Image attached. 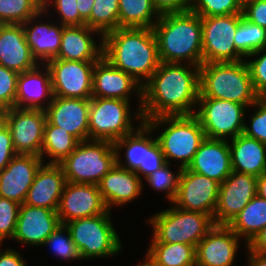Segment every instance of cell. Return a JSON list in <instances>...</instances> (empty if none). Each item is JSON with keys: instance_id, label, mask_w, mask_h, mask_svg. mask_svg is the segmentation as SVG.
<instances>
[{"instance_id": "d6a6232c", "label": "cell", "mask_w": 266, "mask_h": 266, "mask_svg": "<svg viewBox=\"0 0 266 266\" xmlns=\"http://www.w3.org/2000/svg\"><path fill=\"white\" fill-rule=\"evenodd\" d=\"M159 18L152 0H119V28H153Z\"/></svg>"}, {"instance_id": "836d02e7", "label": "cell", "mask_w": 266, "mask_h": 266, "mask_svg": "<svg viewBox=\"0 0 266 266\" xmlns=\"http://www.w3.org/2000/svg\"><path fill=\"white\" fill-rule=\"evenodd\" d=\"M147 253L163 266H196L195 247L181 243H150Z\"/></svg>"}, {"instance_id": "cb8c5ba5", "label": "cell", "mask_w": 266, "mask_h": 266, "mask_svg": "<svg viewBox=\"0 0 266 266\" xmlns=\"http://www.w3.org/2000/svg\"><path fill=\"white\" fill-rule=\"evenodd\" d=\"M44 163L38 168L24 204L57 210L66 183L60 164Z\"/></svg>"}, {"instance_id": "f1b7e54d", "label": "cell", "mask_w": 266, "mask_h": 266, "mask_svg": "<svg viewBox=\"0 0 266 266\" xmlns=\"http://www.w3.org/2000/svg\"><path fill=\"white\" fill-rule=\"evenodd\" d=\"M93 33L97 31L87 25L64 26L60 50L54 59L98 61L103 56V40L96 44Z\"/></svg>"}, {"instance_id": "f5cc1de1", "label": "cell", "mask_w": 266, "mask_h": 266, "mask_svg": "<svg viewBox=\"0 0 266 266\" xmlns=\"http://www.w3.org/2000/svg\"><path fill=\"white\" fill-rule=\"evenodd\" d=\"M248 250V264L249 266H266V253H259Z\"/></svg>"}, {"instance_id": "52a82bcc", "label": "cell", "mask_w": 266, "mask_h": 266, "mask_svg": "<svg viewBox=\"0 0 266 266\" xmlns=\"http://www.w3.org/2000/svg\"><path fill=\"white\" fill-rule=\"evenodd\" d=\"M59 164L66 181L97 185L116 164L115 147L105 140L81 141Z\"/></svg>"}, {"instance_id": "f907efd6", "label": "cell", "mask_w": 266, "mask_h": 266, "mask_svg": "<svg viewBox=\"0 0 266 266\" xmlns=\"http://www.w3.org/2000/svg\"><path fill=\"white\" fill-rule=\"evenodd\" d=\"M250 251L266 253V227H264L247 245Z\"/></svg>"}, {"instance_id": "74e56055", "label": "cell", "mask_w": 266, "mask_h": 266, "mask_svg": "<svg viewBox=\"0 0 266 266\" xmlns=\"http://www.w3.org/2000/svg\"><path fill=\"white\" fill-rule=\"evenodd\" d=\"M242 0H192L189 10L201 17L242 14Z\"/></svg>"}, {"instance_id": "7402d4cb", "label": "cell", "mask_w": 266, "mask_h": 266, "mask_svg": "<svg viewBox=\"0 0 266 266\" xmlns=\"http://www.w3.org/2000/svg\"><path fill=\"white\" fill-rule=\"evenodd\" d=\"M239 240L227 225H215L195 248L196 266H233Z\"/></svg>"}, {"instance_id": "ee69618b", "label": "cell", "mask_w": 266, "mask_h": 266, "mask_svg": "<svg viewBox=\"0 0 266 266\" xmlns=\"http://www.w3.org/2000/svg\"><path fill=\"white\" fill-rule=\"evenodd\" d=\"M18 75L16 71L0 65V109L2 111L15 106Z\"/></svg>"}, {"instance_id": "6da1fadb", "label": "cell", "mask_w": 266, "mask_h": 266, "mask_svg": "<svg viewBox=\"0 0 266 266\" xmlns=\"http://www.w3.org/2000/svg\"><path fill=\"white\" fill-rule=\"evenodd\" d=\"M183 64L160 62L142 86L144 122L165 115L195 114L194 106L200 95V67Z\"/></svg>"}, {"instance_id": "ffe728a7", "label": "cell", "mask_w": 266, "mask_h": 266, "mask_svg": "<svg viewBox=\"0 0 266 266\" xmlns=\"http://www.w3.org/2000/svg\"><path fill=\"white\" fill-rule=\"evenodd\" d=\"M42 163L40 156L16 154L0 171V197L23 204Z\"/></svg>"}, {"instance_id": "8fae6325", "label": "cell", "mask_w": 266, "mask_h": 266, "mask_svg": "<svg viewBox=\"0 0 266 266\" xmlns=\"http://www.w3.org/2000/svg\"><path fill=\"white\" fill-rule=\"evenodd\" d=\"M195 115L209 139L235 138L243 133L247 106L237 102L203 97L198 98ZM226 137V138H225Z\"/></svg>"}, {"instance_id": "44dd1931", "label": "cell", "mask_w": 266, "mask_h": 266, "mask_svg": "<svg viewBox=\"0 0 266 266\" xmlns=\"http://www.w3.org/2000/svg\"><path fill=\"white\" fill-rule=\"evenodd\" d=\"M61 225L57 210L20 204L13 240L40 246Z\"/></svg>"}, {"instance_id": "ab89813d", "label": "cell", "mask_w": 266, "mask_h": 266, "mask_svg": "<svg viewBox=\"0 0 266 266\" xmlns=\"http://www.w3.org/2000/svg\"><path fill=\"white\" fill-rule=\"evenodd\" d=\"M171 163H165L161 168L151 173L145 179L152 189L157 191L166 192V199L172 204L178 190L179 177L182 168L179 166L178 173L171 171L169 165Z\"/></svg>"}, {"instance_id": "484cf974", "label": "cell", "mask_w": 266, "mask_h": 266, "mask_svg": "<svg viewBox=\"0 0 266 266\" xmlns=\"http://www.w3.org/2000/svg\"><path fill=\"white\" fill-rule=\"evenodd\" d=\"M45 11L43 8L39 13L22 24L31 54L37 63L39 62L43 66L58 55L64 27V25L60 24L57 26V24L49 23V21L39 22L37 18H42V15L46 13ZM35 22L37 23L35 24Z\"/></svg>"}, {"instance_id": "9c48e42d", "label": "cell", "mask_w": 266, "mask_h": 266, "mask_svg": "<svg viewBox=\"0 0 266 266\" xmlns=\"http://www.w3.org/2000/svg\"><path fill=\"white\" fill-rule=\"evenodd\" d=\"M152 132L150 126L143 121L136 130L113 143L116 164L136 172L140 179H142L141 175L146 178L167 163L157 139L151 135ZM122 149H126L124 156L126 164L120 161Z\"/></svg>"}, {"instance_id": "5bb4252c", "label": "cell", "mask_w": 266, "mask_h": 266, "mask_svg": "<svg viewBox=\"0 0 266 266\" xmlns=\"http://www.w3.org/2000/svg\"><path fill=\"white\" fill-rule=\"evenodd\" d=\"M1 119L10 129L17 154L40 156L46 123L45 110L12 107L3 111Z\"/></svg>"}, {"instance_id": "f35d334b", "label": "cell", "mask_w": 266, "mask_h": 266, "mask_svg": "<svg viewBox=\"0 0 266 266\" xmlns=\"http://www.w3.org/2000/svg\"><path fill=\"white\" fill-rule=\"evenodd\" d=\"M50 246L52 252L63 260H80V254L71 238L69 229L61 224L42 244Z\"/></svg>"}, {"instance_id": "bcb514c9", "label": "cell", "mask_w": 266, "mask_h": 266, "mask_svg": "<svg viewBox=\"0 0 266 266\" xmlns=\"http://www.w3.org/2000/svg\"><path fill=\"white\" fill-rule=\"evenodd\" d=\"M242 16L247 21L266 29V0H245Z\"/></svg>"}, {"instance_id": "8992f818", "label": "cell", "mask_w": 266, "mask_h": 266, "mask_svg": "<svg viewBox=\"0 0 266 266\" xmlns=\"http://www.w3.org/2000/svg\"><path fill=\"white\" fill-rule=\"evenodd\" d=\"M153 227L151 243L197 244L215 226L211 216L172 206L157 212L147 222Z\"/></svg>"}, {"instance_id": "d6986e66", "label": "cell", "mask_w": 266, "mask_h": 266, "mask_svg": "<svg viewBox=\"0 0 266 266\" xmlns=\"http://www.w3.org/2000/svg\"><path fill=\"white\" fill-rule=\"evenodd\" d=\"M89 108L90 99L53 96L51 104L45 109L46 120L63 128L80 142L86 141L89 140Z\"/></svg>"}, {"instance_id": "4fadbf2b", "label": "cell", "mask_w": 266, "mask_h": 266, "mask_svg": "<svg viewBox=\"0 0 266 266\" xmlns=\"http://www.w3.org/2000/svg\"><path fill=\"white\" fill-rule=\"evenodd\" d=\"M96 61L53 59L46 63L53 96L64 98H92L93 70Z\"/></svg>"}, {"instance_id": "f6af8a7d", "label": "cell", "mask_w": 266, "mask_h": 266, "mask_svg": "<svg viewBox=\"0 0 266 266\" xmlns=\"http://www.w3.org/2000/svg\"><path fill=\"white\" fill-rule=\"evenodd\" d=\"M259 54L261 55L260 57L251 61L246 60V63L250 71L252 85L255 93L258 96H266V47L259 49L246 58H251V56H258Z\"/></svg>"}, {"instance_id": "7dc6e473", "label": "cell", "mask_w": 266, "mask_h": 266, "mask_svg": "<svg viewBox=\"0 0 266 266\" xmlns=\"http://www.w3.org/2000/svg\"><path fill=\"white\" fill-rule=\"evenodd\" d=\"M10 129L0 119V171H2L16 155Z\"/></svg>"}, {"instance_id": "816d5d0a", "label": "cell", "mask_w": 266, "mask_h": 266, "mask_svg": "<svg viewBox=\"0 0 266 266\" xmlns=\"http://www.w3.org/2000/svg\"><path fill=\"white\" fill-rule=\"evenodd\" d=\"M80 16L86 21L91 14L95 0H76Z\"/></svg>"}, {"instance_id": "ba28073f", "label": "cell", "mask_w": 266, "mask_h": 266, "mask_svg": "<svg viewBox=\"0 0 266 266\" xmlns=\"http://www.w3.org/2000/svg\"><path fill=\"white\" fill-rule=\"evenodd\" d=\"M111 211L65 223L82 259L109 257L121 252L122 241L112 221Z\"/></svg>"}, {"instance_id": "603a6c76", "label": "cell", "mask_w": 266, "mask_h": 266, "mask_svg": "<svg viewBox=\"0 0 266 266\" xmlns=\"http://www.w3.org/2000/svg\"><path fill=\"white\" fill-rule=\"evenodd\" d=\"M187 169L221 184L232 172L229 141L205 138Z\"/></svg>"}, {"instance_id": "e0dca14e", "label": "cell", "mask_w": 266, "mask_h": 266, "mask_svg": "<svg viewBox=\"0 0 266 266\" xmlns=\"http://www.w3.org/2000/svg\"><path fill=\"white\" fill-rule=\"evenodd\" d=\"M257 195V177L232 171L220 184L215 225H228Z\"/></svg>"}, {"instance_id": "1f68e13d", "label": "cell", "mask_w": 266, "mask_h": 266, "mask_svg": "<svg viewBox=\"0 0 266 266\" xmlns=\"http://www.w3.org/2000/svg\"><path fill=\"white\" fill-rule=\"evenodd\" d=\"M79 142L75 136L46 120L40 157L44 161L45 154L52 159L47 163L59 164L74 151Z\"/></svg>"}, {"instance_id": "4316f807", "label": "cell", "mask_w": 266, "mask_h": 266, "mask_svg": "<svg viewBox=\"0 0 266 266\" xmlns=\"http://www.w3.org/2000/svg\"><path fill=\"white\" fill-rule=\"evenodd\" d=\"M143 181L136 172L115 164L97 184L107 210L123 206L135 200L142 193Z\"/></svg>"}, {"instance_id": "5b68a950", "label": "cell", "mask_w": 266, "mask_h": 266, "mask_svg": "<svg viewBox=\"0 0 266 266\" xmlns=\"http://www.w3.org/2000/svg\"><path fill=\"white\" fill-rule=\"evenodd\" d=\"M154 131L162 125L166 128L156 137L167 163L169 159L180 161L181 168L192 162L206 135L195 114L165 115L145 121Z\"/></svg>"}, {"instance_id": "7bdbcfd3", "label": "cell", "mask_w": 266, "mask_h": 266, "mask_svg": "<svg viewBox=\"0 0 266 266\" xmlns=\"http://www.w3.org/2000/svg\"><path fill=\"white\" fill-rule=\"evenodd\" d=\"M55 7V11L60 15L61 25L83 26L86 21L80 16L76 0H43V8L48 11V7Z\"/></svg>"}, {"instance_id": "7a4b0ae2", "label": "cell", "mask_w": 266, "mask_h": 266, "mask_svg": "<svg viewBox=\"0 0 266 266\" xmlns=\"http://www.w3.org/2000/svg\"><path fill=\"white\" fill-rule=\"evenodd\" d=\"M102 38L103 57L142 86L157 70L160 59L153 28H117Z\"/></svg>"}, {"instance_id": "2e32d148", "label": "cell", "mask_w": 266, "mask_h": 266, "mask_svg": "<svg viewBox=\"0 0 266 266\" xmlns=\"http://www.w3.org/2000/svg\"><path fill=\"white\" fill-rule=\"evenodd\" d=\"M134 91L140 100L136 108L135 120L143 122L142 85L131 75L117 69L103 56L95 62L93 70L92 97L112 98L129 101L130 94Z\"/></svg>"}, {"instance_id": "4dcf8cb0", "label": "cell", "mask_w": 266, "mask_h": 266, "mask_svg": "<svg viewBox=\"0 0 266 266\" xmlns=\"http://www.w3.org/2000/svg\"><path fill=\"white\" fill-rule=\"evenodd\" d=\"M227 226L247 245L266 227V199L256 195Z\"/></svg>"}, {"instance_id": "ac0fdd59", "label": "cell", "mask_w": 266, "mask_h": 266, "mask_svg": "<svg viewBox=\"0 0 266 266\" xmlns=\"http://www.w3.org/2000/svg\"><path fill=\"white\" fill-rule=\"evenodd\" d=\"M107 211L98 186L66 181L57 214L61 224Z\"/></svg>"}, {"instance_id": "d590c367", "label": "cell", "mask_w": 266, "mask_h": 266, "mask_svg": "<svg viewBox=\"0 0 266 266\" xmlns=\"http://www.w3.org/2000/svg\"><path fill=\"white\" fill-rule=\"evenodd\" d=\"M236 49L245 57L266 47V29L247 21L240 14V22L234 35Z\"/></svg>"}, {"instance_id": "9f6ffc18", "label": "cell", "mask_w": 266, "mask_h": 266, "mask_svg": "<svg viewBox=\"0 0 266 266\" xmlns=\"http://www.w3.org/2000/svg\"><path fill=\"white\" fill-rule=\"evenodd\" d=\"M2 113H3V111L0 109V119H1Z\"/></svg>"}, {"instance_id": "11a10c76", "label": "cell", "mask_w": 266, "mask_h": 266, "mask_svg": "<svg viewBox=\"0 0 266 266\" xmlns=\"http://www.w3.org/2000/svg\"><path fill=\"white\" fill-rule=\"evenodd\" d=\"M146 259L143 263L138 264L137 266H163L158 263L154 258H152L148 253H146Z\"/></svg>"}, {"instance_id": "b9f144b4", "label": "cell", "mask_w": 266, "mask_h": 266, "mask_svg": "<svg viewBox=\"0 0 266 266\" xmlns=\"http://www.w3.org/2000/svg\"><path fill=\"white\" fill-rule=\"evenodd\" d=\"M20 204L0 197V244L5 239L13 240L18 220Z\"/></svg>"}, {"instance_id": "60d3db41", "label": "cell", "mask_w": 266, "mask_h": 266, "mask_svg": "<svg viewBox=\"0 0 266 266\" xmlns=\"http://www.w3.org/2000/svg\"><path fill=\"white\" fill-rule=\"evenodd\" d=\"M255 113L250 118L251 124H244L243 134L266 144V96H258L255 103Z\"/></svg>"}, {"instance_id": "30bf717a", "label": "cell", "mask_w": 266, "mask_h": 266, "mask_svg": "<svg viewBox=\"0 0 266 266\" xmlns=\"http://www.w3.org/2000/svg\"><path fill=\"white\" fill-rule=\"evenodd\" d=\"M130 102L92 97L89 108V140L115 142L134 131Z\"/></svg>"}, {"instance_id": "8d00e7d4", "label": "cell", "mask_w": 266, "mask_h": 266, "mask_svg": "<svg viewBox=\"0 0 266 266\" xmlns=\"http://www.w3.org/2000/svg\"><path fill=\"white\" fill-rule=\"evenodd\" d=\"M43 9V0H0V24H23Z\"/></svg>"}, {"instance_id": "d4e9b609", "label": "cell", "mask_w": 266, "mask_h": 266, "mask_svg": "<svg viewBox=\"0 0 266 266\" xmlns=\"http://www.w3.org/2000/svg\"><path fill=\"white\" fill-rule=\"evenodd\" d=\"M41 66L42 64H38L32 70L19 73L14 107L45 110L51 104V74L46 64L44 67ZM43 100H46V105Z\"/></svg>"}, {"instance_id": "7c38bea8", "label": "cell", "mask_w": 266, "mask_h": 266, "mask_svg": "<svg viewBox=\"0 0 266 266\" xmlns=\"http://www.w3.org/2000/svg\"><path fill=\"white\" fill-rule=\"evenodd\" d=\"M201 22L203 63L245 60L234 43L240 14L201 17Z\"/></svg>"}, {"instance_id": "c3c4849f", "label": "cell", "mask_w": 266, "mask_h": 266, "mask_svg": "<svg viewBox=\"0 0 266 266\" xmlns=\"http://www.w3.org/2000/svg\"><path fill=\"white\" fill-rule=\"evenodd\" d=\"M154 8L158 13H176L189 10L190 2L188 0H152Z\"/></svg>"}, {"instance_id": "3957f363", "label": "cell", "mask_w": 266, "mask_h": 266, "mask_svg": "<svg viewBox=\"0 0 266 266\" xmlns=\"http://www.w3.org/2000/svg\"><path fill=\"white\" fill-rule=\"evenodd\" d=\"M153 30L160 62L203 64L201 16L190 10L161 14Z\"/></svg>"}, {"instance_id": "277c9868", "label": "cell", "mask_w": 266, "mask_h": 266, "mask_svg": "<svg viewBox=\"0 0 266 266\" xmlns=\"http://www.w3.org/2000/svg\"><path fill=\"white\" fill-rule=\"evenodd\" d=\"M200 94L203 97L237 102L248 108L258 97L253 89L246 60L203 63L200 66Z\"/></svg>"}, {"instance_id": "f546056e", "label": "cell", "mask_w": 266, "mask_h": 266, "mask_svg": "<svg viewBox=\"0 0 266 266\" xmlns=\"http://www.w3.org/2000/svg\"><path fill=\"white\" fill-rule=\"evenodd\" d=\"M230 140L232 171L256 177L266 173V144L243 133Z\"/></svg>"}, {"instance_id": "db71d44e", "label": "cell", "mask_w": 266, "mask_h": 266, "mask_svg": "<svg viewBox=\"0 0 266 266\" xmlns=\"http://www.w3.org/2000/svg\"><path fill=\"white\" fill-rule=\"evenodd\" d=\"M257 195L266 199V173L257 177Z\"/></svg>"}, {"instance_id": "e575fe53", "label": "cell", "mask_w": 266, "mask_h": 266, "mask_svg": "<svg viewBox=\"0 0 266 266\" xmlns=\"http://www.w3.org/2000/svg\"><path fill=\"white\" fill-rule=\"evenodd\" d=\"M86 25L96 30L101 40L119 28V0H95Z\"/></svg>"}, {"instance_id": "681fc988", "label": "cell", "mask_w": 266, "mask_h": 266, "mask_svg": "<svg viewBox=\"0 0 266 266\" xmlns=\"http://www.w3.org/2000/svg\"><path fill=\"white\" fill-rule=\"evenodd\" d=\"M1 246V244H0ZM0 249V266H26L23 256L17 250L5 249L3 252Z\"/></svg>"}, {"instance_id": "83f0119b", "label": "cell", "mask_w": 266, "mask_h": 266, "mask_svg": "<svg viewBox=\"0 0 266 266\" xmlns=\"http://www.w3.org/2000/svg\"><path fill=\"white\" fill-rule=\"evenodd\" d=\"M38 64L31 54L22 24H0V65L23 73Z\"/></svg>"}, {"instance_id": "9a60e30c", "label": "cell", "mask_w": 266, "mask_h": 266, "mask_svg": "<svg viewBox=\"0 0 266 266\" xmlns=\"http://www.w3.org/2000/svg\"><path fill=\"white\" fill-rule=\"evenodd\" d=\"M220 183L204 175L182 168L174 206L186 211L200 212L213 218Z\"/></svg>"}]
</instances>
